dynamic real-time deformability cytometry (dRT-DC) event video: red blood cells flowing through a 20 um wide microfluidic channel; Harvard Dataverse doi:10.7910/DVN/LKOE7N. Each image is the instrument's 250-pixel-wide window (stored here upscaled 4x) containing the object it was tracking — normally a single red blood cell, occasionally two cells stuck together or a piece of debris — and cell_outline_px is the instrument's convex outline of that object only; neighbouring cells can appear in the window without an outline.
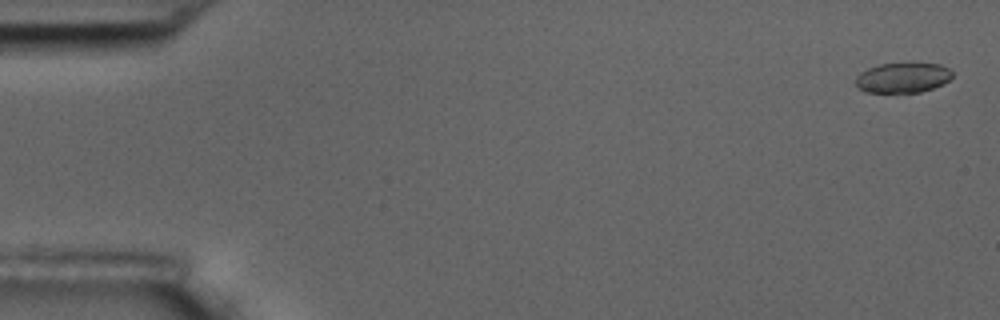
{"species": "common noctule bat (a hibernating species)", "species_latin": "Nyctalus noctula", "temperature_condition": "room temperature", "stored_images_in_passage": 7, "camera_frame_rate_fps": 3000, "um_per_image_px": 0.085, "animal": {"sex": "male", "body_mass_g": 17.5, "forearm_length_mm": 52.3}, "frame": {"image": 1, "passage_image": 1, "time_ms": 0.0, "image_size_px": [1000, 320], "cell_outline_px": [[952, 76], [944, 84], [920, 92], [864, 92], [856, 88], [856, 76], [860, 72], [868, 68], [880, 64], [940, 64], [948, 68], [952, 72]], "centroid_in_image_um": [76.7, 6.62], "position_along_channel_um": 8.3, "area_um2": 16.82}}
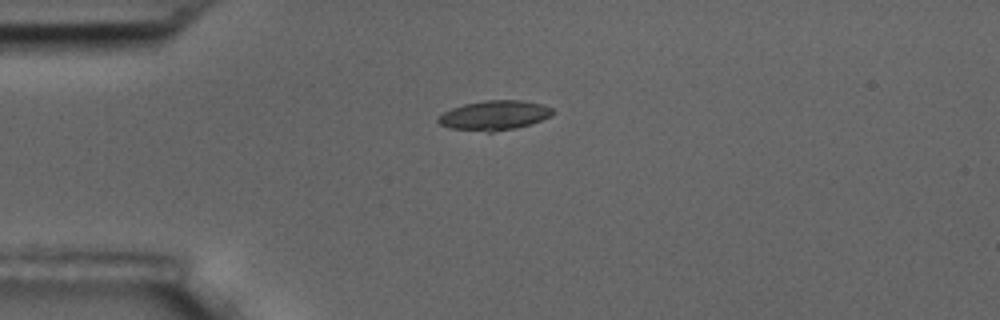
{"frame": {"image": 2, "passage_image": 4, "time_ms": 4.333, "image_size_px": [1000, 320], "cell_outline_px": [[556, 112], [540, 120], [516, 128], [492, 132], [488, 132], [448, 128], [440, 124], [436, 120], [444, 112], [452, 108], [464, 104], [484, 100], [520, 100], [544, 104], [552, 108]], "centroid_in_image_um": [42.01, 9.8], "position_along_channel_um": 43.0, "area_um2": 19.65}}